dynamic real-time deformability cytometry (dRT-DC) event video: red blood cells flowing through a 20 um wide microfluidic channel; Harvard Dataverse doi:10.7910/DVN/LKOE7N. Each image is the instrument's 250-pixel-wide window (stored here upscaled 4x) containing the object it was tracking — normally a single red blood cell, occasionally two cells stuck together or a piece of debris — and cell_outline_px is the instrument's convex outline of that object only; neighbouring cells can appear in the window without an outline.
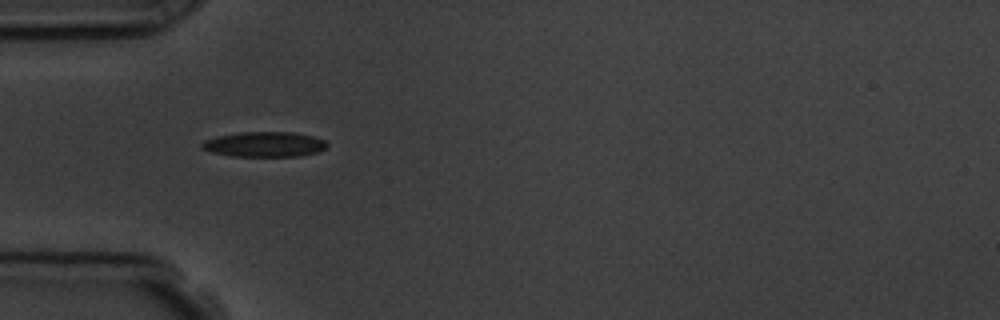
{"species": "common noctule bat (a hibernating species)", "species_latin": "Nyctalus noctula", "temperature_condition": "room temperature", "stored_images_in_passage": 5, "camera_frame_rate_fps": 3000, "um_per_image_px": 0.085, "animal": {"sex": "male", "body_mass_g": 19.5, "forearm_length_mm": 54.6}, "frame": {"image": 1, "passage_image": 4, "time_ms": 4.333, "image_size_px": [1000, 320], "cell_outline_px": [[328, 144], [320, 152], [300, 156], [232, 156], [212, 152], [204, 148], [200, 144], [204, 140], [216, 136], [240, 132], [292, 132], [312, 136], [324, 140]], "centroid_in_image_um": [22.49, 12.26], "position_along_channel_um": 62.5, "area_um2": 18.26}}
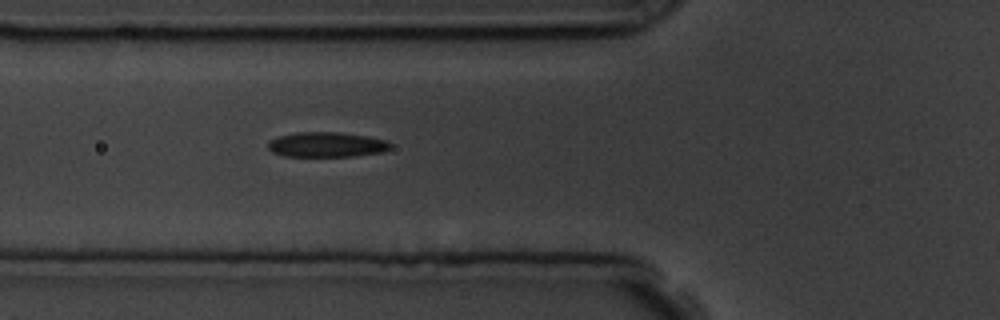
{"frame": {"image": 2, "passage_image": 5, "time_ms": 5.333, "image_size_px": [1000, 320], "cell_outline_px": [[392, 144], [384, 152], [356, 156], [284, 156], [272, 152], [268, 148], [268, 140], [280, 136], [296, 132], [336, 132], [368, 136], [388, 140]], "centroid_in_image_um": [27.77, 12.29], "position_along_channel_um": 98.0, "area_um2": 17.92}}